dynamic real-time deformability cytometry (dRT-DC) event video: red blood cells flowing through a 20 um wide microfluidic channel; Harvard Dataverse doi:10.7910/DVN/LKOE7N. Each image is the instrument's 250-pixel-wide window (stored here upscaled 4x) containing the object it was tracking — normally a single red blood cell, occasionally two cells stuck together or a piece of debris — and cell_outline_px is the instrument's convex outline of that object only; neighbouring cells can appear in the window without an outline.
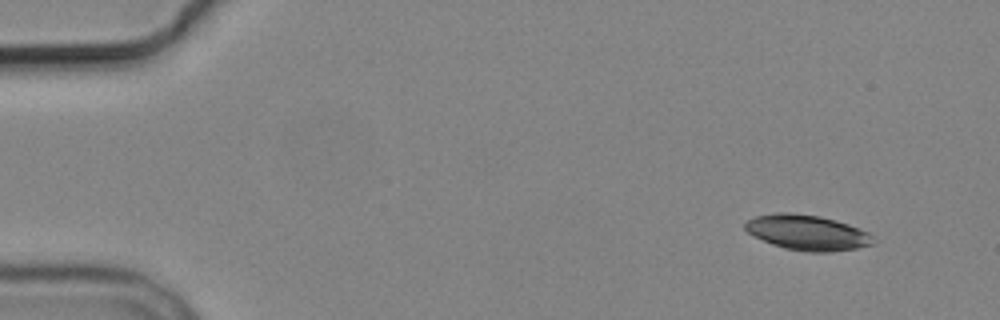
{"species": "common noctule bat (a hibernating species)", "species_latin": "Nyctalus noctula", "temperature_condition": "cold", "stored_images_in_passage": 4, "camera_frame_rate_fps": 3000, "um_per_image_px": 0.085, "animal": {"sex": "male", "body_mass_g": 19.2, "forearm_length_mm": 51.8}, "frame": {"image": 1, "passage_image": 1, "time_ms": 0.0, "image_size_px": [1000, 320], "cell_outline_px": [[876, 244], [856, 248], [832, 252], [808, 252], [784, 248], [772, 244], [748, 232], [744, 228], [744, 224], [748, 220], [756, 216], [776, 212], [788, 212], [820, 216], [836, 220], [860, 228], [868, 232], [872, 236]], "centroid_in_image_um": [68.65, 19.76], "position_along_channel_um": 16.3, "area_um2": 26.36}}